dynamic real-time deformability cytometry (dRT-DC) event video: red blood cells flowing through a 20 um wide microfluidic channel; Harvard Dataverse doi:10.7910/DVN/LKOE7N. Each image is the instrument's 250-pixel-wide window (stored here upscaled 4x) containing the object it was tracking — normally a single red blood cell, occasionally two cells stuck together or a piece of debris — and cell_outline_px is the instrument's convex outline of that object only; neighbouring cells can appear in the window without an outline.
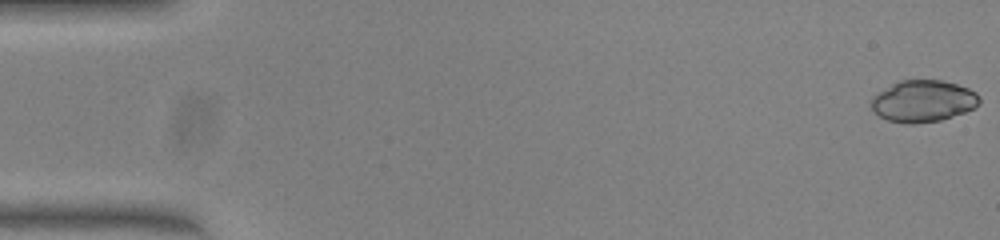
{"species": "common noctule bat (a hibernating species)", "species_latin": "Nyctalus noctula", "temperature_condition": "warm", "stored_images_in_passage": 51, "camera_frame_rate_fps": 3000, "um_per_image_px": 0.085, "animal": {"sex": "female", "body_mass_g": 23.0, "forearm_length_mm": 53.4}, "frame": {"image": 1, "passage_image": 1, "time_ms": 0.0, "image_size_px": [1000, 240], "cell_outline_px": [[980, 104], [976, 108], [940, 120], [912, 124], [904, 124], [888, 120], [872, 112], [868, 104], [872, 96], [892, 84], [900, 80], [940, 80], [956, 84], [968, 88], [976, 92], [980, 96]], "centroid_in_image_um": [78.44, 8.6], "position_along_channel_um": 6.6, "area_um2": 26.59}}
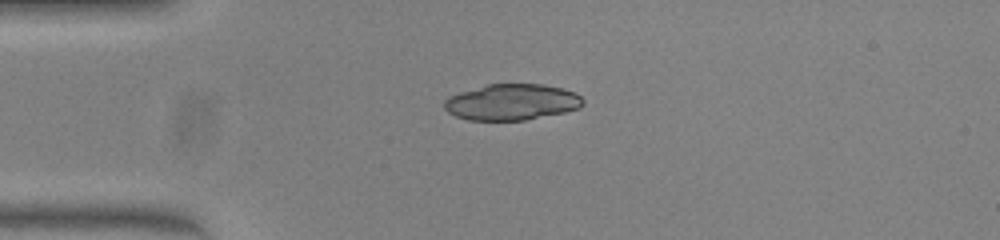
{"frame": {"image": 2, "passage_image": 13, "time_ms": 4.0, "image_size_px": [1000, 240], "cell_outline_px": [[584, 104], [580, 108], [564, 112], [524, 120], [468, 120], [456, 116], [448, 112], [444, 108], [444, 100], [448, 96], [460, 92], [488, 84], [540, 84], [560, 88], [576, 92], [584, 100]], "centroid_in_image_um": [43.5, 8.68], "position_along_channel_um": 41.5, "area_um2": 29.13}}